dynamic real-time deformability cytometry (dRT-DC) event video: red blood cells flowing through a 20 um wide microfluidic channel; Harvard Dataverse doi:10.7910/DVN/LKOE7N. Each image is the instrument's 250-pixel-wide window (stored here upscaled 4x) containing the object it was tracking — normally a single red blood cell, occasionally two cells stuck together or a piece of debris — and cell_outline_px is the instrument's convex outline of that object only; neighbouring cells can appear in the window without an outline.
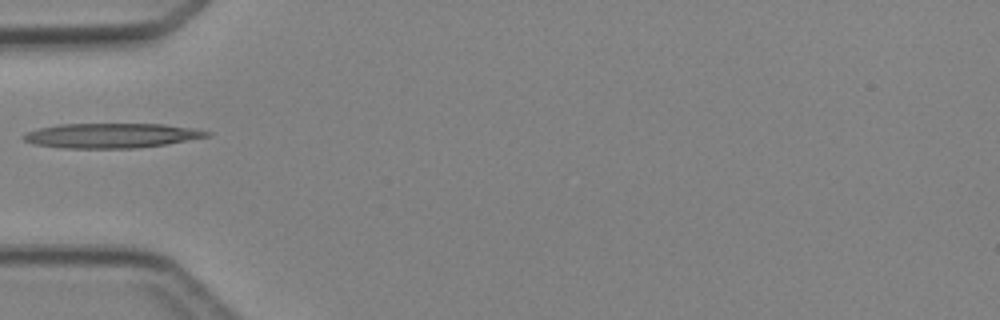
{"species": "Egyptian fruit bat (a non-hibernating species)", "species_latin": "Rousettus aegyptiacus", "temperature_condition": "cold", "stored_images_in_passage": 5, "camera_frame_rate_fps": 3000, "um_per_image_px": 0.085, "animal": {"sex": "female"}, "frame": {"image": 1, "passage_image": 5, "time_ms": 4.667, "image_size_px": [1000, 320], "cell_outline_px": [[212, 136], [164, 144], [136, 148], [64, 148], [36, 144], [24, 140], [20, 136], [28, 132], [40, 128], [60, 124], [164, 124], [196, 128], [212, 132]], "centroid_in_image_um": [9.53, 11.52], "position_along_channel_um": 75.5, "area_um2": 26.36}}